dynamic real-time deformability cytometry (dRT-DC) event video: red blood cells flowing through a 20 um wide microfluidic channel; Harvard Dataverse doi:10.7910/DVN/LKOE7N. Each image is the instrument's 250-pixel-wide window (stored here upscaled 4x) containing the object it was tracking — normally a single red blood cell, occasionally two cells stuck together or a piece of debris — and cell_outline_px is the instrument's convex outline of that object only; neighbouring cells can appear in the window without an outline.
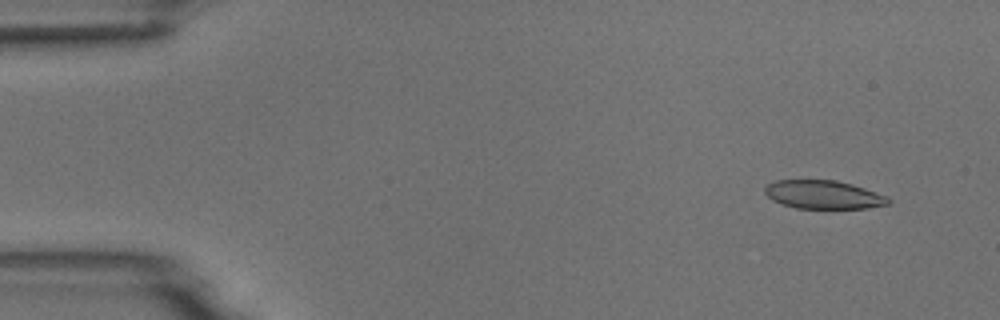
{"species": "common noctule bat (a hibernating species)", "species_latin": "Nyctalus noctula", "temperature_condition": "room temperature", "stored_images_in_passage": 5, "camera_frame_rate_fps": 3000, "um_per_image_px": 0.085, "animal": {"sex": "male", "body_mass_g": 18.8}, "frame": {"image": 1, "passage_image": 2, "time_ms": 1.0, "image_size_px": [1000, 320], "cell_outline_px": [[892, 200], [888, 204], [868, 208], [796, 208], [772, 200], [764, 192], [764, 188], [768, 184], [776, 180], [836, 180], [852, 184], [888, 196]], "centroid_in_image_um": [70.01, 16.54], "position_along_channel_um": 15.0, "area_um2": 20.4}}
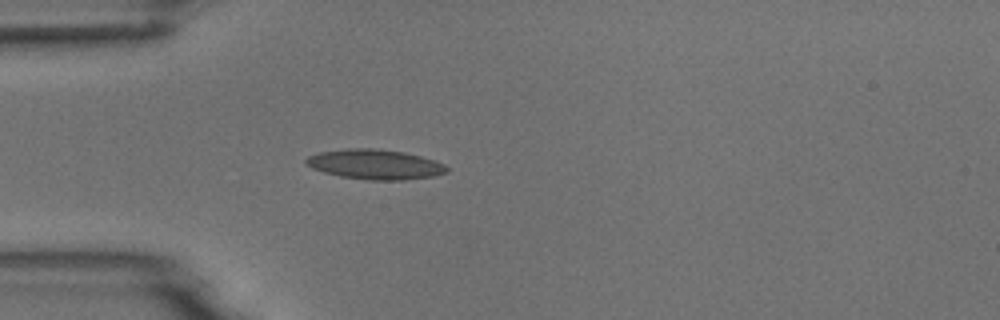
{"frame": {"image": 2, "passage_image": 5, "time_ms": 4.667, "image_size_px": [1000, 320], "cell_outline_px": [[448, 172], [432, 176], [404, 180], [368, 180], [340, 176], [324, 172], [312, 168], [304, 164], [304, 160], [308, 156], [320, 152], [348, 148], [376, 148], [404, 152], [420, 156], [444, 164], [448, 168]], "centroid_in_image_um": [31.84, 13.97], "position_along_channel_um": 53.2, "area_um2": 24.51}}